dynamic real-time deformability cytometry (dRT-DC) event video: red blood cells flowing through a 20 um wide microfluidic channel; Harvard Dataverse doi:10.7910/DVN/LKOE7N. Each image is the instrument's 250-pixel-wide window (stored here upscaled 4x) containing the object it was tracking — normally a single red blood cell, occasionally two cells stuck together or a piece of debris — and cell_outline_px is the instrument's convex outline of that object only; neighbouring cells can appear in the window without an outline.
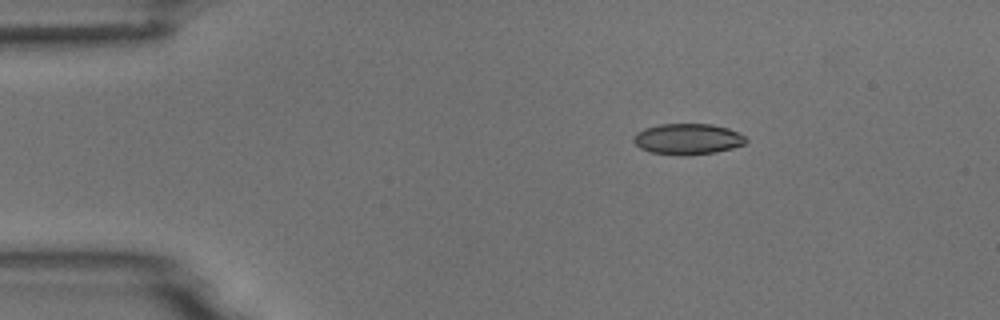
{"species": "common noctule bat (a hibernating species)", "species_latin": "Nyctalus noctula", "temperature_condition": "room temperature", "stored_images_in_passage": 2, "camera_frame_rate_fps": 3000, "um_per_image_px": 0.085, "animal": {"sex": "male", "body_mass_g": 18.8}, "frame": {"image": 1, "passage_image": 1, "time_ms": 0.0, "image_size_px": [1000, 320], "cell_outline_px": [[748, 140], [744, 144], [732, 148], [716, 152], [680, 156], [652, 152], [640, 148], [632, 140], [632, 136], [636, 132], [644, 128], [660, 124], [712, 124], [728, 128], [744, 136]], "centroid_in_image_um": [58.42, 11.82], "position_along_channel_um": 26.6, "area_um2": 20.29}}